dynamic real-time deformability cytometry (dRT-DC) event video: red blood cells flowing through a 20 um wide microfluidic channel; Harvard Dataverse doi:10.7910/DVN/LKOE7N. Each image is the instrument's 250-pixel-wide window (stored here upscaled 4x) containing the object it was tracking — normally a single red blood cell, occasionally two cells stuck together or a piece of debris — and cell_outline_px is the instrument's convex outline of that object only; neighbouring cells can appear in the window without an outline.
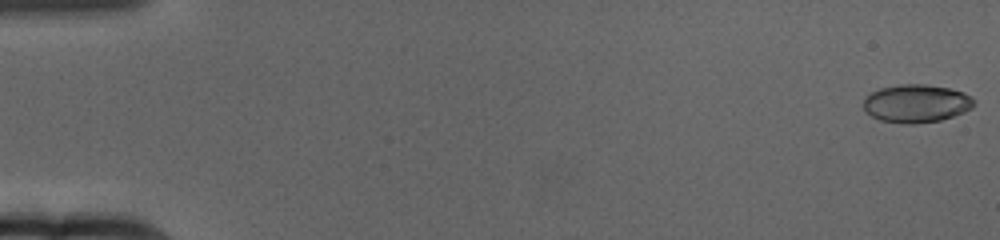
{"species": "human", "species_latin": "Homo sapiens", "temperature_condition": "cold", "stored_images_in_passage": 66, "camera_frame_rate_fps": 3000, "um_per_image_px": 0.085, "donor": {"sex": "female"}, "frame": {"image": 1, "passage_image": 1, "time_ms": 0.0, "image_size_px": [1000, 240], "cell_outline_px": [[976, 104], [972, 108], [964, 112], [940, 120], [912, 124], [904, 124], [880, 120], [872, 116], [864, 108], [864, 96], [880, 88], [900, 84], [924, 84], [948, 88], [964, 92], [972, 96], [976, 100]], "centroid_in_image_um": [77.91, 8.79], "position_along_channel_um": 7.1, "area_um2": 24.62}}
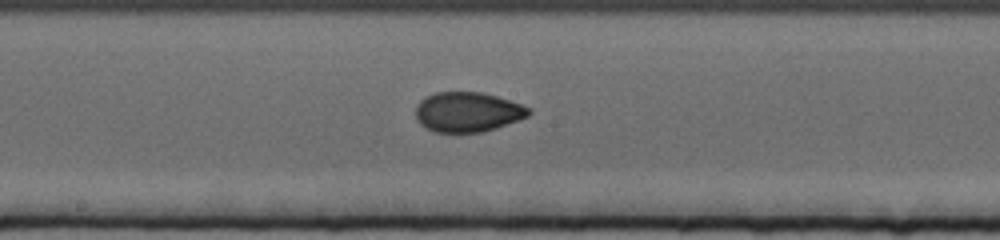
{"frame": {"image": 2, "passage_image": 36, "time_ms": 11.667, "image_size_px": [1000, 240], "cell_outline_px": [[532, 112], [528, 116], [496, 128], [480, 132], [436, 132], [424, 128], [416, 120], [416, 104], [424, 96], [436, 92], [480, 92], [496, 96], [532, 108]], "centroid_in_image_um": [39.71, 9.52], "position_along_channel_um": 208.5, "area_um2": 26.36}}
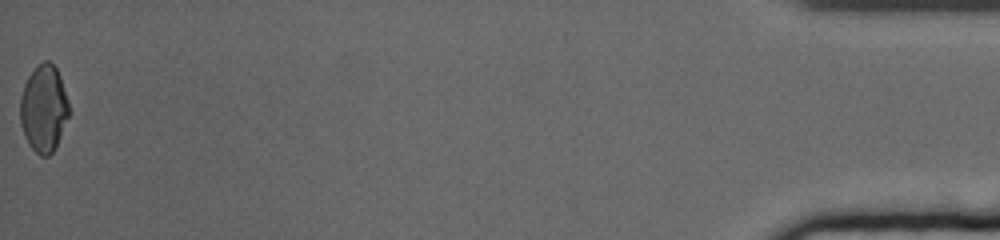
{"frame": {"image": 3, "passage_image": 66, "time_ms": 21.667, "image_size_px": [1000, 240], "cell_outline_px": [[68, 116], [56, 148], [48, 156], [40, 156], [28, 144], [24, 136], [20, 124], [20, 96], [24, 84], [28, 76], [44, 60], [48, 60], [56, 68], [60, 76], [68, 100]], "centroid_in_image_um": [3.7, 9.25], "position_along_channel_um": 431.5, "area_um2": 24.68}, "authors_computed_cell_mechanics": {"area_um2": 25.3742, "velocity_mm_per_s": 3.141, "shape_relaxation_time_tau1_ms": 5.8731, "shape_relaxation_time_tau2_ms": 1.3482, "deformation_change_tau1": 0.1409, "deformation_change_tau2": 0.0457}}